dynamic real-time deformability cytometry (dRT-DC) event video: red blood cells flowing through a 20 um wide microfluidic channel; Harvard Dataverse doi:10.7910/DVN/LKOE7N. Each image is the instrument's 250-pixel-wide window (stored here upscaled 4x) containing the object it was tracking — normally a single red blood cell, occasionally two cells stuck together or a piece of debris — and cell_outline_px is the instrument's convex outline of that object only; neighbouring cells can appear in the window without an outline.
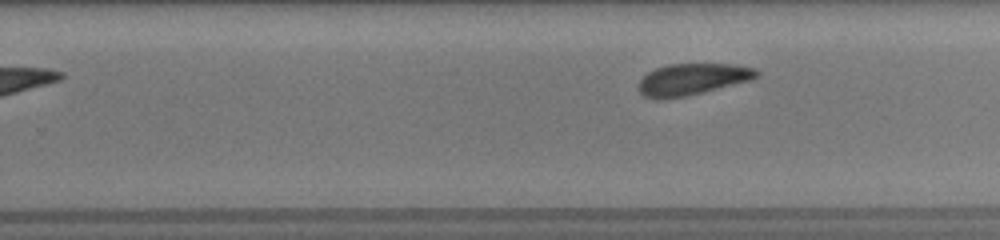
{"species": "common noctule bat (a hibernating species)", "species_latin": "Nyctalus noctula", "temperature_condition": "room temperature", "stored_images_in_passage": 21, "segment_of_instrument_passage": [2, 2], "camera_frame_rate_fps": 3000, "um_per_image_px": 0.085, "animal": {"sex": "female", "body_mass_g": 19.5, "forearm_length_mm": 54.1}, "frame": {"image": 1, "passage_image": 21, "time_ms": 7.0, "image_size_px": [1000, 240], "cell_outline_px": [[760, 76], [752, 80], [704, 92], [664, 100], [652, 100], [644, 96], [640, 92], [640, 80], [648, 72], [656, 68], [668, 64], [736, 64], [756, 68], [760, 72]], "centroid_in_image_um": [58.89, 6.74], "position_along_channel_um": 270.9, "area_um2": 21.96}}